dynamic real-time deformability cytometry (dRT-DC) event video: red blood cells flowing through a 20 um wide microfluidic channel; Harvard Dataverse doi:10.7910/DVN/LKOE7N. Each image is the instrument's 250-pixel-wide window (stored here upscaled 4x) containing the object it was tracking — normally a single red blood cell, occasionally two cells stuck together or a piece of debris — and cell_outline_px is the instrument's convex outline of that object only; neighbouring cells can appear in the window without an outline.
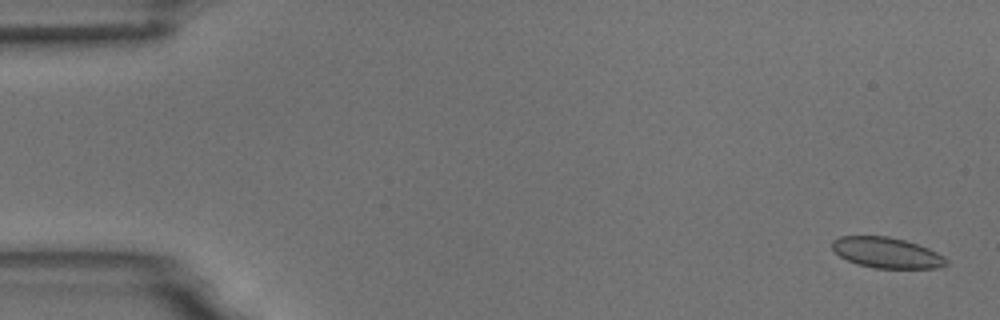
{"species": "common noctule bat (a hibernating species)", "species_latin": "Nyctalus noctula", "temperature_condition": "room temperature", "stored_images_in_passage": 55, "camera_frame_rate_fps": 3000, "um_per_image_px": 0.085, "animal": {"sex": "male", "body_mass_g": 18.8}, "frame": {"image": 1, "passage_image": 2, "time_ms": 0.333, "image_size_px": [1000, 320], "cell_outline_px": [[948, 264], [936, 268], [876, 268], [856, 264], [840, 256], [832, 248], [832, 240], [840, 236], [888, 236], [904, 240], [928, 248], [944, 256], [948, 260]], "centroid_in_image_um": [75.37, 21.48], "position_along_channel_um": 9.6, "area_um2": 20.29}}
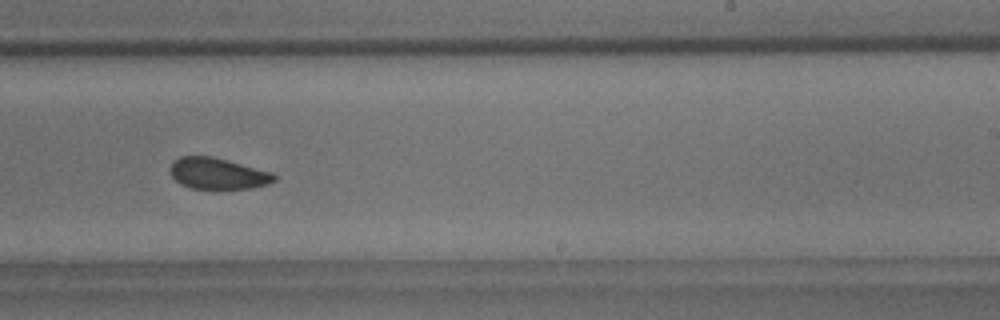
{"frame": {"image": 2, "passage_image": 34, "time_ms": 11.0, "image_size_px": [1000, 320], "cell_outline_px": [[276, 180], [268, 184], [252, 188], [192, 188], [180, 184], [172, 176], [172, 164], [180, 156], [212, 156], [228, 160], [272, 172], [276, 176]], "centroid_in_image_um": [18.55, 14.74], "position_along_channel_um": 270.4, "area_um2": 18.67}}
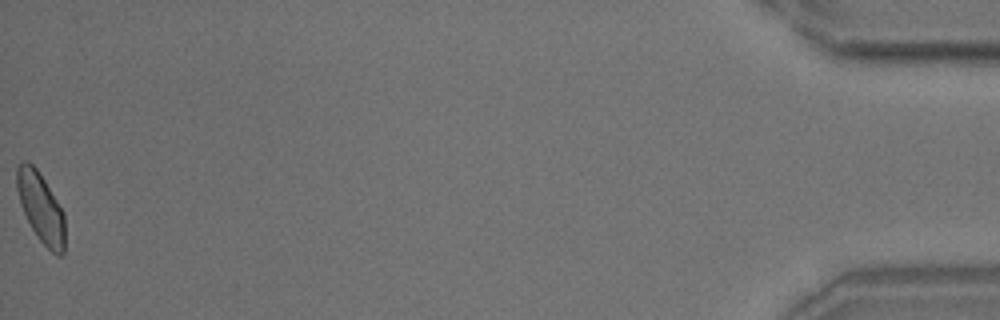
{"frame": {"image": 3, "passage_image": 55, "time_ms": 18.0, "image_size_px": [1000, 320], "cell_outline_px": [[64, 252], [60, 256], [56, 256], [40, 240], [32, 228], [20, 204], [16, 188], [16, 168], [24, 160], [28, 160], [36, 168], [44, 180], [64, 212]], "centroid_in_image_um": [3.46, 17.63], "position_along_channel_um": 431.7, "area_um2": 19.36}, "authors_computed_cell_mechanics": {"area_um2": 20.2878, "velocity_mm_per_s": 3.7138, "shape_relaxation_time_tau1_ms": 5.5444, "shape_relaxation_time_tau2_ms": 1.1885, "deformation_change_tau1": 0.09, "deformation_change_tau2": 0.0467}}